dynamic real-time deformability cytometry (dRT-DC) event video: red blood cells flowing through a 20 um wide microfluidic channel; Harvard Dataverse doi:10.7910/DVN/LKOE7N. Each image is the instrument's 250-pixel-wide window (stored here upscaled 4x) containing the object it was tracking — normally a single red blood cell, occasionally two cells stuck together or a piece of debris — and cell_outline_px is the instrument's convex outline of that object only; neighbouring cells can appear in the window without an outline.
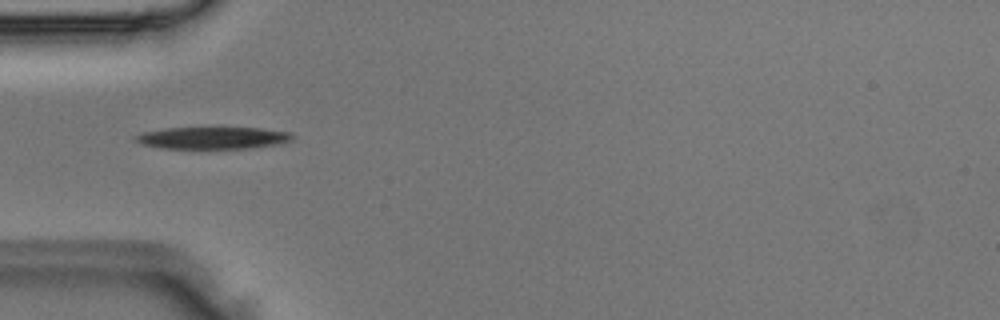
{"species": "Egyptian fruit bat (a non-hibernating species)", "species_latin": "Rousettus aegyptiacus", "temperature_condition": "room temperature", "stored_images_in_passage": 3, "camera_frame_rate_fps": 3000, "um_per_image_px": 0.085, "animal": {"sex": "male"}, "frame": {"image": 1, "passage_image": 1, "time_ms": 0.0, "image_size_px": [1000, 320], "cell_outline_px": [[292, 140], [276, 144], [244, 148], [160, 148], [140, 144], [132, 136], [144, 132], [168, 128], [260, 128], [292, 132]], "centroid_in_image_um": [18.05, 11.72], "position_along_channel_um": 67.0, "area_um2": 19.88}}
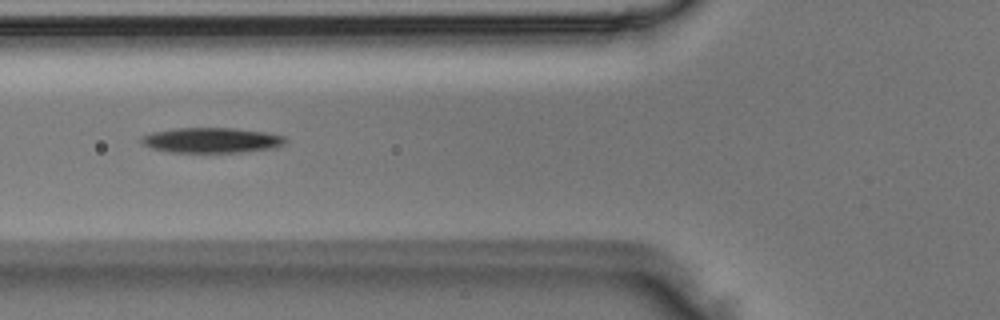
{"frame": {"image": 2, "passage_image": 2, "time_ms": 0.333, "image_size_px": [1000, 320], "cell_outline_px": [[288, 140], [284, 144], [276, 148], [240, 152], [168, 152], [152, 148], [144, 144], [140, 140], [140, 136], [152, 132], [176, 128], [232, 128], [264, 132], [284, 136]], "centroid_in_image_um": [17.99, 11.92], "position_along_channel_um": 107.8, "area_um2": 21.15}}
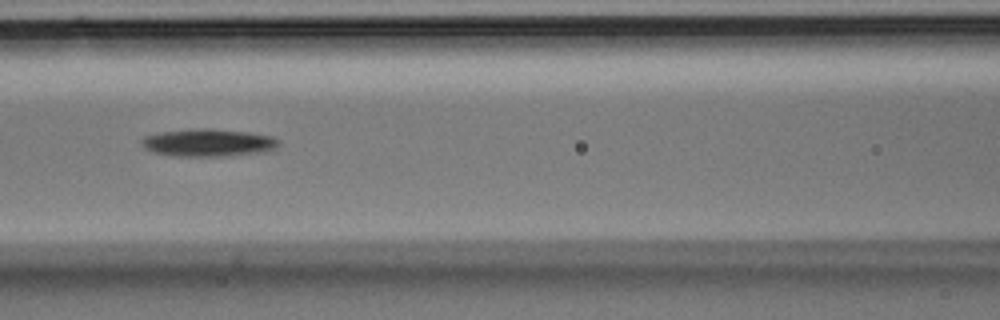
{"frame": {"image": 3, "passage_image": 3, "time_ms": 0.667, "image_size_px": [1000, 320], "cell_outline_px": [[280, 144], [276, 148], [264, 152], [224, 156], [172, 156], [152, 152], [144, 148], [140, 140], [144, 136], [164, 132], [200, 128], [212, 128], [248, 132], [272, 136], [280, 140]], "centroid_in_image_um": [17.72, 12.13], "position_along_channel_um": 148.9, "area_um2": 22.14}}